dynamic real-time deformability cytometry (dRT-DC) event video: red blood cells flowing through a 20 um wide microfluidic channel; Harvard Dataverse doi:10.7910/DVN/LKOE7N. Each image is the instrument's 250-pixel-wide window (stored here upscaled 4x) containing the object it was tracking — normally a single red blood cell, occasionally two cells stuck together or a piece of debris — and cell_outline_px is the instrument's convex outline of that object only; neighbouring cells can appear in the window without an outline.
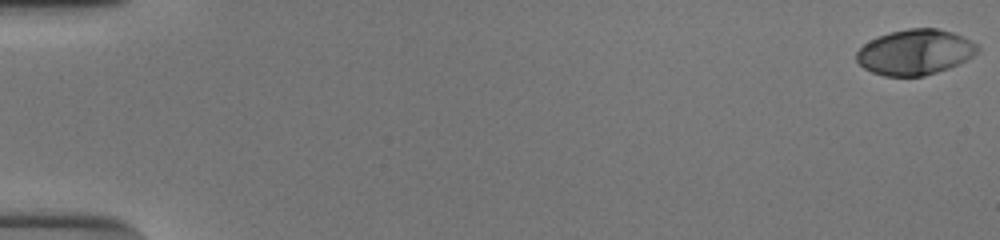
{"species": "human", "species_latin": "Homo sapiens", "temperature_condition": "cold", "stored_images_in_passage": 54, "camera_frame_rate_fps": 3000, "um_per_image_px": 0.085, "donor": {"sex": "male"}, "frame": {"image": 1, "passage_image": 1, "time_ms": 0.0, "image_size_px": [1000, 240], "cell_outline_px": [[980, 52], [948, 68], [924, 76], [884, 76], [872, 72], [864, 68], [856, 60], [856, 52], [864, 44], [876, 36], [908, 28], [936, 28], [952, 32], [972, 40], [980, 48]], "centroid_in_image_um": [77.77, 4.42], "position_along_channel_um": 7.2, "area_um2": 31.96}}
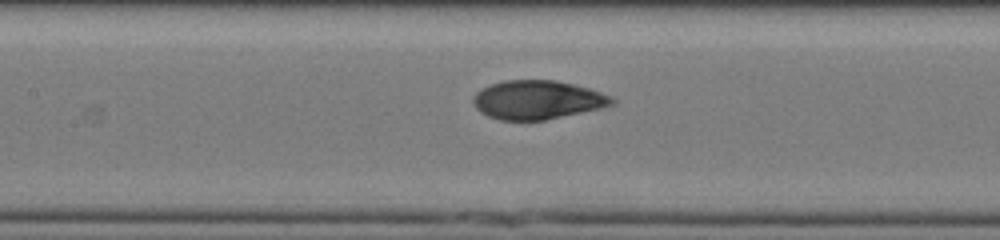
{"frame": {"image": 2, "passage_image": 27, "time_ms": 8.667, "image_size_px": [1000, 240], "cell_outline_px": [[616, 104], [600, 108], [544, 120], [500, 120], [488, 116], [480, 112], [476, 108], [472, 100], [472, 96], [480, 88], [504, 80], [556, 80], [588, 88], [612, 96], [616, 100]], "centroid_in_image_um": [45.66, 8.48], "position_along_channel_um": 161.7, "area_um2": 31.39}}
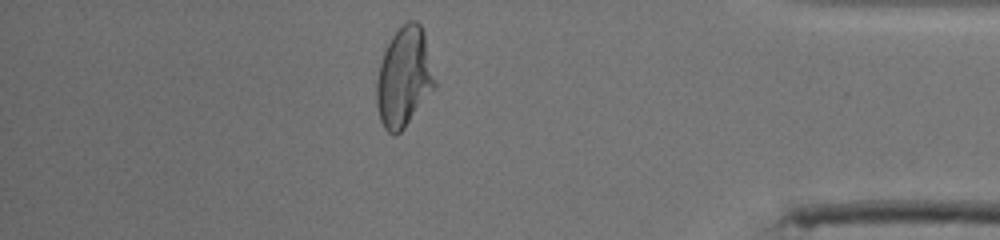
{"frame": {"image": 3, "passage_image": 48, "time_ms": 15.667, "image_size_px": [1000, 240], "cell_outline_px": [[436, 88], [404, 128], [396, 136], [388, 132], [384, 128], [380, 120], [376, 104], [376, 80], [380, 64], [384, 52], [392, 36], [408, 20], [416, 20], [420, 24], [424, 32], [436, 84]], "centroid_in_image_um": [34.34, 6.6], "position_along_channel_um": 400.9, "area_um2": 33.76}, "authors_computed_cell_mechanics": {"area_um2": 32.079, "velocity_mm_per_s": 3.8565, "shape_relaxation_time_tau1_ms": 5.1449, "shape_relaxation_time_tau2_ms": 0.9727, "deformation_change_tau1": 0.2072, "deformation_change_tau2": 0.0527}}